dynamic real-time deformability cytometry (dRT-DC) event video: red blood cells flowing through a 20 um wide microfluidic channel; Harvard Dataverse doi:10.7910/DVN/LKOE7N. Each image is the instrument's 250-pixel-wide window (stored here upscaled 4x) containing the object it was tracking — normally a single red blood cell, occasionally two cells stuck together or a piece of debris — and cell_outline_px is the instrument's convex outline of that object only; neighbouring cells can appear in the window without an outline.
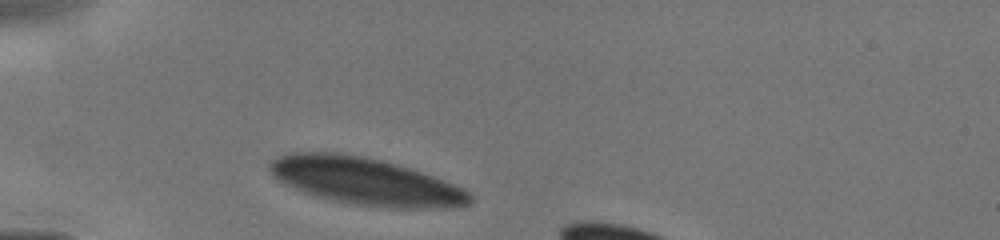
{"species": "human", "species_latin": "Homo sapiens", "temperature_condition": "cold", "stored_images_in_passage": 22, "camera_frame_rate_fps": 3000, "um_per_image_px": 0.085, "donor": {"sex": "male"}, "frame": {"image": 1, "passage_image": 1, "time_ms": 0.0, "image_size_px": [1000, 240], "cell_outline_px": [[472, 200], [468, 204], [456, 208], [388, 208], [352, 204], [332, 200], [316, 196], [304, 192], [272, 176], [268, 168], [268, 164], [272, 160], [288, 152], [340, 152], [368, 156], [396, 164], [444, 180], [464, 188], [472, 196]], "centroid_in_image_um": [31.08, 15.41], "position_along_channel_um": 53.9, "area_um2": 55.2}}
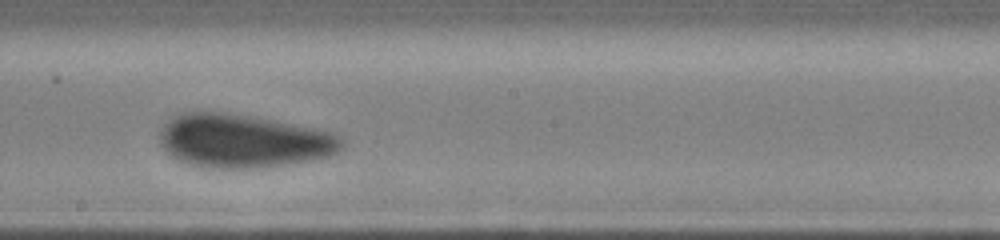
{"frame": {"image": 2, "passage_image": 12, "time_ms": 4.333, "image_size_px": [1000, 240], "cell_outline_px": [[344, 148], [328, 156], [308, 160], [260, 168], [208, 168], [192, 164], [180, 160], [168, 152], [164, 148], [160, 140], [160, 132], [164, 124], [172, 116], [184, 112], [224, 112], [252, 116], [316, 128], [332, 132], [340, 136], [344, 140]], "centroid_in_image_um": [20.7, 11.97], "position_along_channel_um": 227.5, "area_um2": 56.53}}
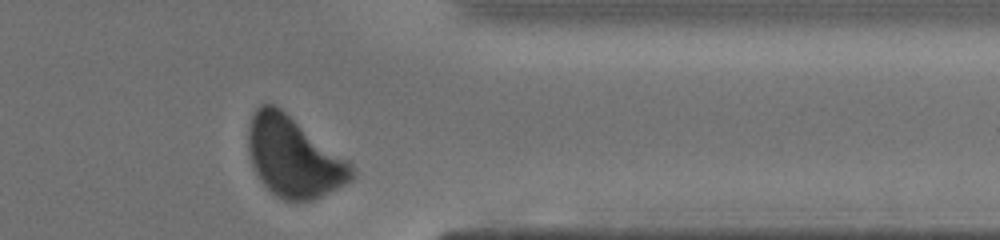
{"frame": {"image": 3, "passage_image": 21, "time_ms": 8.0, "image_size_px": [1000, 240], "cell_outline_px": [[352, 180], [312, 200], [284, 200], [276, 196], [260, 180], [252, 164], [248, 148], [248, 128], [252, 116], [256, 108], [260, 104], [276, 104], [348, 160], [352, 164]], "centroid_in_image_um": [24.93, 13.32], "position_along_channel_um": 386.5, "area_um2": 47.8}}